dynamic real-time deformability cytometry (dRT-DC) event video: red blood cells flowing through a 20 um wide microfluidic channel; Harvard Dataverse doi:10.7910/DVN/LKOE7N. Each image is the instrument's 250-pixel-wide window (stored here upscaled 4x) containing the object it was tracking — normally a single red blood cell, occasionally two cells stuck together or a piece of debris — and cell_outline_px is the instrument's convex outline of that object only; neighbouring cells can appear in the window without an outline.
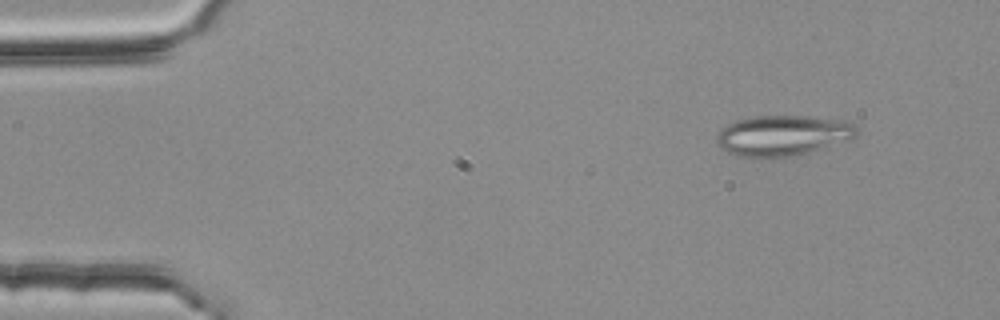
{"species": "common noctule bat (a hibernating species)", "species_latin": "Nyctalus noctula", "temperature_condition": "room temperature", "stored_images_in_passage": 4, "camera_frame_rate_fps": 3000, "um_per_image_px": 0.085, "animal": {"sex": "female", "body_mass_g": 25.1}, "frame": {"image": 1, "passage_image": 2, "time_ms": 0.333, "image_size_px": [1000, 320], "cell_outline_px": [[856, 136], [852, 140], [796, 156], [760, 160], [732, 156], [720, 148], [716, 140], [716, 136], [728, 124], [736, 120], [756, 116], [812, 116], [840, 120], [856, 124]], "centroid_in_image_um": [66.52, 11.56], "position_along_channel_um": 18.5, "area_um2": 33.99}}